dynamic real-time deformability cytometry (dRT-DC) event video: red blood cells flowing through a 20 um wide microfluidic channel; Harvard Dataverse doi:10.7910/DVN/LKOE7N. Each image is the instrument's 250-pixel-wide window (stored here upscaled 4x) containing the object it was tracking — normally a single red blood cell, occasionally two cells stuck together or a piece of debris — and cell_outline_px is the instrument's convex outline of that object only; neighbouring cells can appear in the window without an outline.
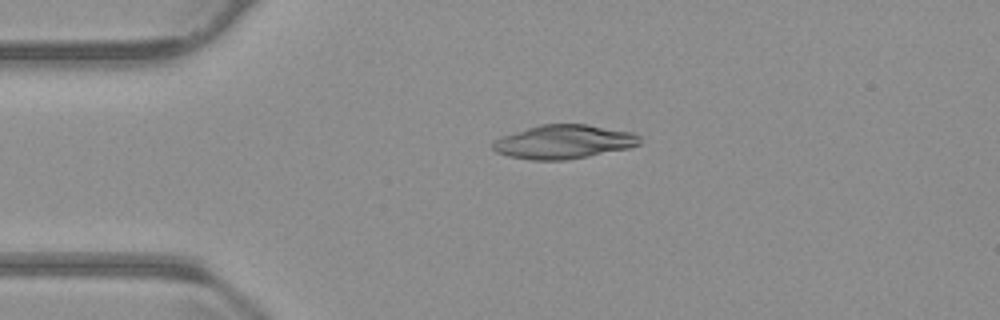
{"species": "common noctule bat (a hibernating species)", "species_latin": "Nyctalus noctula", "temperature_condition": "warm", "stored_images_in_passage": 35, "camera_frame_rate_fps": 3000, "um_per_image_px": 0.085, "animal": {"sex": "male", "body_mass_g": 23.1, "forearm_length_mm": 52.7}, "frame": {"image": 1, "passage_image": 1, "time_ms": 0.0, "image_size_px": [1000, 320], "cell_outline_px": [[640, 144], [628, 148], [588, 156], [564, 160], [532, 160], [508, 156], [496, 152], [492, 148], [492, 144], [500, 136], [540, 124], [588, 124], [636, 132], [640, 136]], "centroid_in_image_um": [47.93, 12.04], "position_along_channel_um": 37.1, "area_um2": 29.13}}